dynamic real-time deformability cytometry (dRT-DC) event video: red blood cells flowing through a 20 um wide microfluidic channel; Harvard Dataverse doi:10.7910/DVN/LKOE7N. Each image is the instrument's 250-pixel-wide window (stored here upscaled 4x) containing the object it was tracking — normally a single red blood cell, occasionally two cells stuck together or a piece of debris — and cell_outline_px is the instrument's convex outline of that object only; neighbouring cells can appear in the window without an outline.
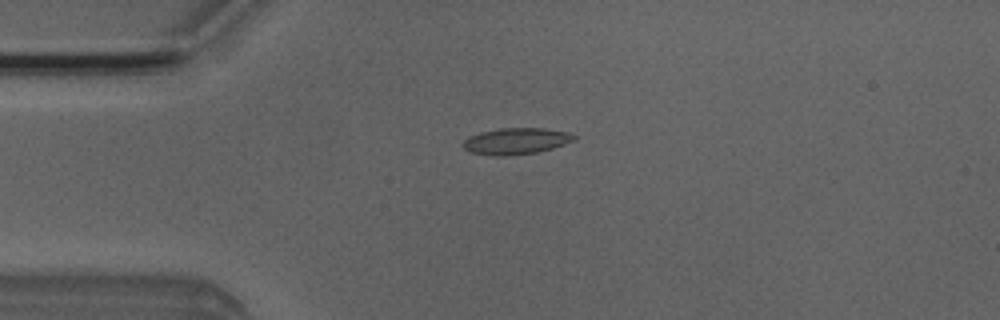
{"species": "Egyptian fruit bat (a non-hibernating species)", "species_latin": "Rousettus aegyptiacus", "temperature_condition": "room temperature", "stored_images_in_passage": 50, "camera_frame_rate_fps": 3000, "um_per_image_px": 0.085, "animal": {"sex": "male"}, "frame": {"image": 1, "passage_image": 12, "time_ms": 3.667, "image_size_px": [1000, 320], "cell_outline_px": [[576, 140], [552, 148], [536, 152], [508, 156], [496, 156], [472, 152], [464, 148], [460, 144], [468, 136], [480, 132], [500, 128], [544, 128], [568, 132], [576, 136]], "centroid_in_image_um": [43.85, 11.99], "position_along_channel_um": 41.2, "area_um2": 17.11}}
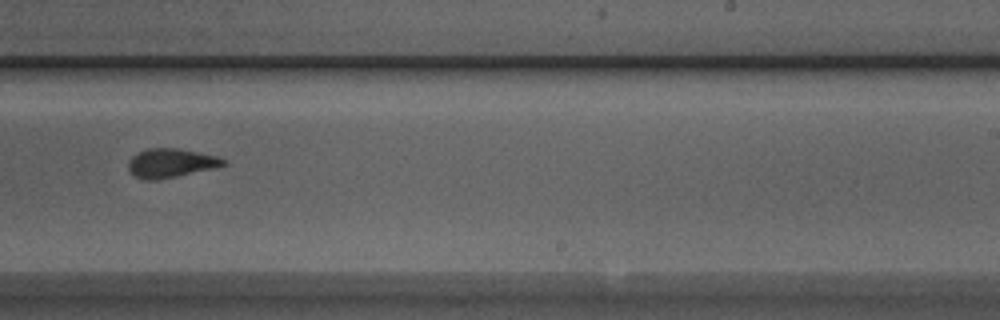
{"frame": {"image": 2, "passage_image": 31, "time_ms": 10.0, "image_size_px": [1000, 320], "cell_outline_px": [[228, 164], [216, 168], [156, 180], [144, 180], [136, 176], [128, 168], [128, 160], [132, 156], [148, 148], [180, 148], [216, 156], [224, 160]], "centroid_in_image_um": [14.53, 13.85], "position_along_channel_um": 274.5, "area_um2": 15.95}}
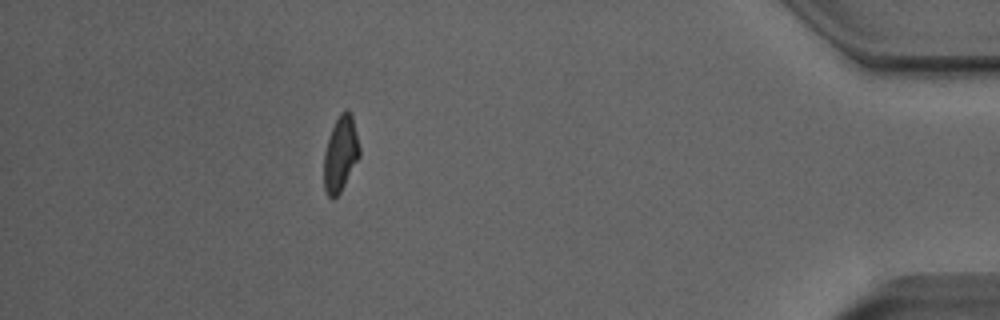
{"frame": {"image": 3, "passage_image": 45, "time_ms": 14.667, "image_size_px": [1000, 320], "cell_outline_px": [[360, 156], [340, 192], [332, 200], [328, 196], [324, 188], [324, 152], [328, 136], [340, 112], [344, 108], [348, 108], [352, 116], [360, 148]], "centroid_in_image_um": [28.94, 13.05], "position_along_channel_um": 406.3, "area_um2": 15.66}, "authors_computed_cell_mechanics": {"area_um2": 16.1551, "velocity_mm_per_s": 4.0278, "shape_relaxation_time_tau1_ms": 6.2996, "shape_relaxation_time_tau2_ms": 1.7888, "deformation_change_tau1": 0.1986, "deformation_change_tau2": 0.0837}}